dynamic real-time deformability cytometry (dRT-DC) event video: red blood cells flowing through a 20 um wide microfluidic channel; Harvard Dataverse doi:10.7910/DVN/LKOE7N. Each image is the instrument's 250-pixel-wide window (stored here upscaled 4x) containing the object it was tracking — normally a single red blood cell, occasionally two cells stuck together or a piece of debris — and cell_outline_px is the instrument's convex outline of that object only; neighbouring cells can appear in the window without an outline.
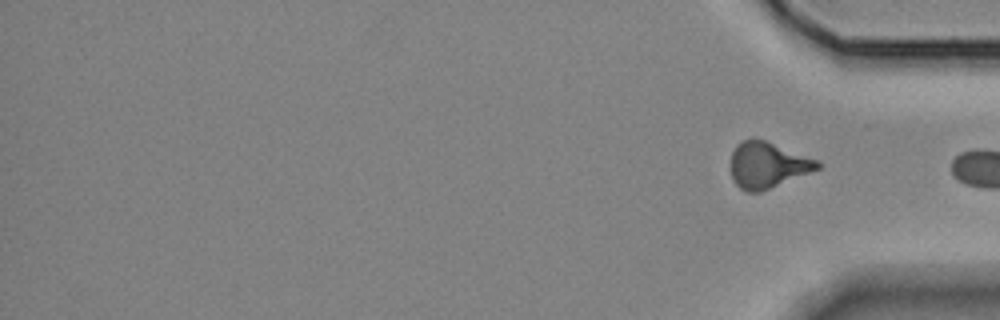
{"species": "Egyptian fruit bat (a non-hibernating species)", "species_latin": "Rousettus aegyptiacus", "temperature_condition": "room temperature", "stored_images_in_passage": 16, "segment_of_instrument_passage": [2, 2], "camera_frame_rate_fps": 3000, "um_per_image_px": 0.085, "animal": {"sex": "female"}, "frame": {"image": 1, "passage_image": 16, "time_ms": 19.0, "image_size_px": [1000, 320], "cell_outline_px": [[820, 168], [760, 192], [748, 192], [740, 188], [732, 180], [732, 152], [736, 144], [740, 140], [764, 140], [820, 160]], "centroid_in_image_um": [65.25, 14.03], "position_along_channel_um": 370.0, "area_um2": 22.95}}